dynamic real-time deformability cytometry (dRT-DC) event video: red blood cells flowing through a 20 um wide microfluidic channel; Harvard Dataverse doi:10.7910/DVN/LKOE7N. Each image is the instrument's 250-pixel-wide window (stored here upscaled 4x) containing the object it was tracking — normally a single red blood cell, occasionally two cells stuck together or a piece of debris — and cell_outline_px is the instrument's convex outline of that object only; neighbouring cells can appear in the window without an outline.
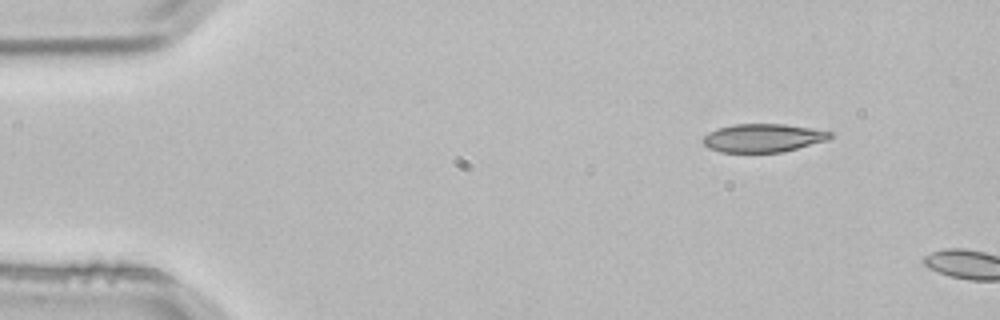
{"species": "common noctule bat (a hibernating species)", "species_latin": "Nyctalus noctula", "temperature_condition": "room temperature", "stored_images_in_passage": 2, "camera_frame_rate_fps": 3000, "um_per_image_px": 0.085, "animal": {"sex": "male", "body_mass_g": 21.5, "forearm_length_mm": 52.0}, "frame": {"image": 1, "passage_image": 1, "time_ms": 0.0, "image_size_px": [1000, 320], "cell_outline_px": [[832, 136], [828, 140], [780, 152], [720, 152], [708, 148], [704, 144], [704, 136], [708, 132], [732, 124], [784, 124], [812, 128], [832, 132]], "centroid_in_image_um": [64.86, 11.72], "position_along_channel_um": 20.1, "area_um2": 20.81}}